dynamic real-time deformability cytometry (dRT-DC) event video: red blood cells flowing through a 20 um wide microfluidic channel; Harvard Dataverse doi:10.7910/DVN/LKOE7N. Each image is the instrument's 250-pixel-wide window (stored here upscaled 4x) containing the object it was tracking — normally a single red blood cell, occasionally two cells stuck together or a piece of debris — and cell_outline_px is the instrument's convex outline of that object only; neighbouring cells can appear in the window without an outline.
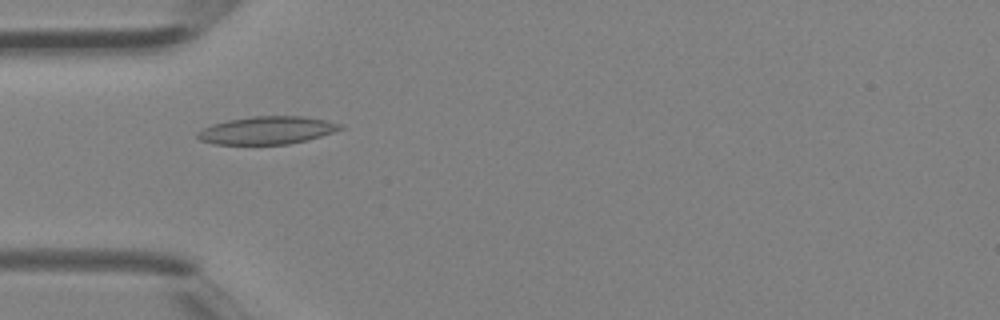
{"species": "Egyptian fruit bat (a non-hibernating species)", "species_latin": "Rousettus aegyptiacus", "temperature_condition": "room temperature", "stored_images_in_passage": 31, "camera_frame_rate_fps": 3000, "um_per_image_px": 0.085, "animal": {"sex": "female"}, "frame": {"image": 1, "passage_image": 4, "time_ms": 1.0, "image_size_px": [1000, 320], "cell_outline_px": [[344, 128], [308, 140], [288, 144], [212, 144], [200, 140], [196, 136], [196, 132], [212, 124], [228, 120], [252, 116], [300, 116], [324, 120], [344, 124]], "centroid_in_image_um": [22.68, 11.08], "position_along_channel_um": 62.3, "area_um2": 23.06}}
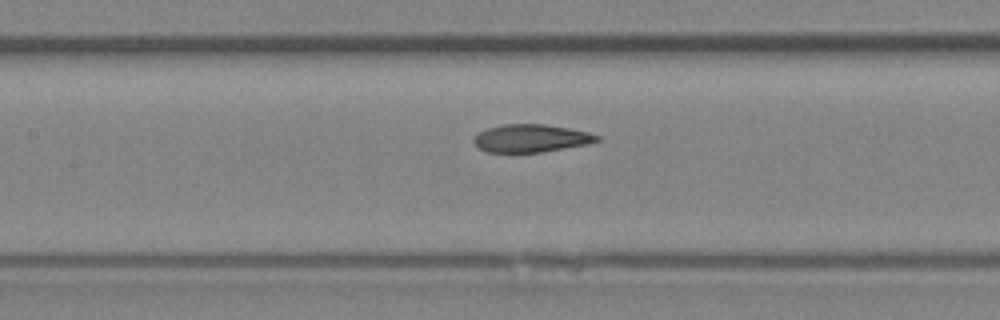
{"frame": {"image": 2, "passage_image": 10, "time_ms": 3.0, "image_size_px": [1000, 320], "cell_outline_px": [[604, 140], [588, 144], [540, 152], [488, 152], [480, 148], [472, 140], [480, 132], [488, 128], [504, 124], [544, 124], [568, 128], [588, 132], [600, 136]], "centroid_in_image_um": [45.19, 11.75], "position_along_channel_um": 162.2, "area_um2": 19.83}}
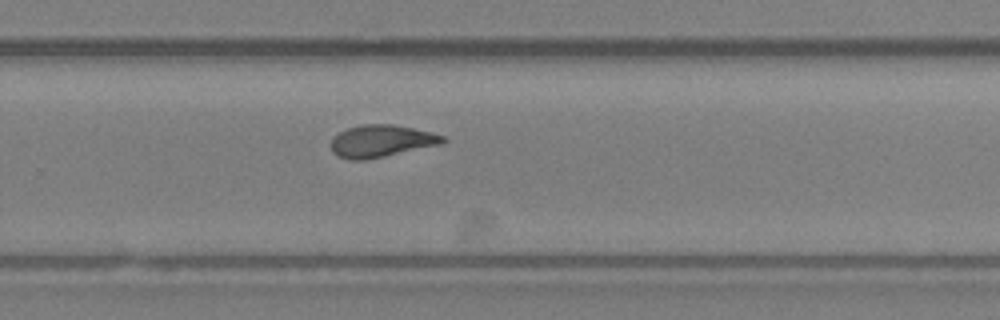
{"frame": {"image": 3, "passage_image": 18, "time_ms": 5.667, "image_size_px": [1000, 320], "cell_outline_px": [[448, 140], [444, 144], [364, 160], [348, 160], [336, 156], [332, 152], [332, 136], [348, 128], [364, 124], [392, 124], [432, 132], [444, 136]], "centroid_in_image_um": [32.43, 11.99], "position_along_channel_um": 297.4, "area_um2": 21.1}}